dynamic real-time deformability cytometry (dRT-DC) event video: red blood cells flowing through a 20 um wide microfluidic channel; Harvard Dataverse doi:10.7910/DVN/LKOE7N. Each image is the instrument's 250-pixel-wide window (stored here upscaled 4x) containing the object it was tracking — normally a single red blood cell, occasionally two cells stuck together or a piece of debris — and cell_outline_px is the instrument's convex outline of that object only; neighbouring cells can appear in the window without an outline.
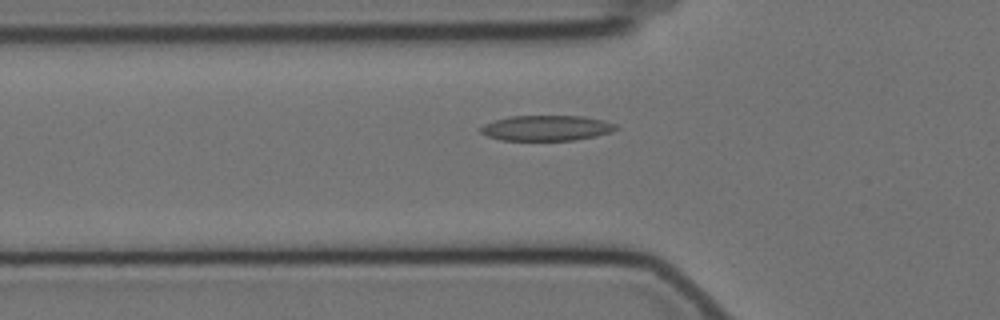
{"species": "Egyptian fruit bat (a non-hibernating species)", "species_latin": "Rousettus aegyptiacus", "temperature_condition": "cold", "stored_images_in_passage": 57, "camera_frame_rate_fps": 3000, "um_per_image_px": 0.085, "animal": {"sex": "female"}, "frame": {"image": 1, "passage_image": 19, "time_ms": 6.0, "image_size_px": [1000, 320], "cell_outline_px": [[620, 128], [612, 132], [596, 136], [576, 140], [500, 140], [488, 136], [480, 132], [476, 128], [484, 124], [508, 116], [584, 116], [604, 120], [616, 124]], "centroid_in_image_um": [46.47, 10.88], "position_along_channel_um": 79.3, "area_um2": 20.23}}
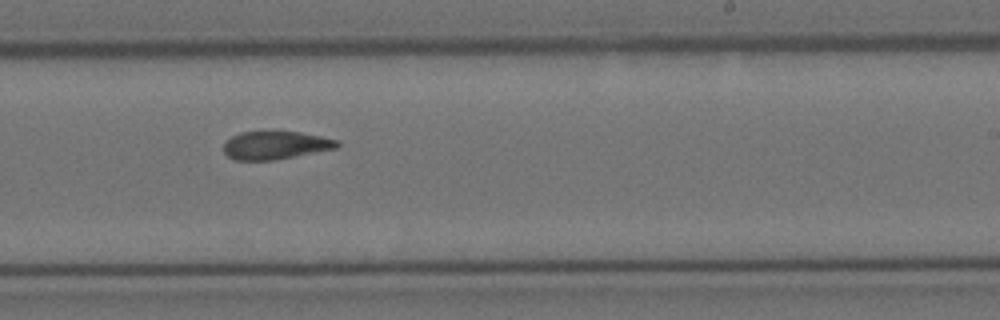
{"frame": {"image": 2, "passage_image": 35, "time_ms": 11.333, "image_size_px": [1000, 320], "cell_outline_px": [[340, 144], [336, 148], [276, 160], [236, 160], [228, 156], [224, 152], [224, 144], [232, 136], [240, 132], [276, 128], [300, 132], [340, 140]], "centroid_in_image_um": [23.42, 12.29], "position_along_channel_um": 265.6, "area_um2": 19.31}}
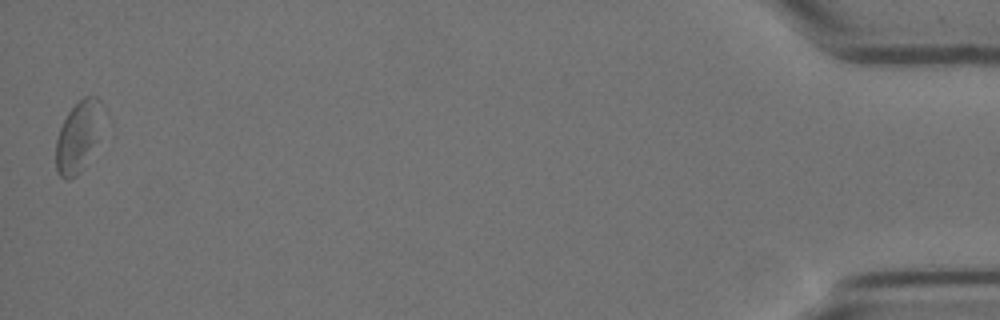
{"frame": {"image": 3, "passage_image": 57, "time_ms": 18.667, "image_size_px": [1000, 320], "cell_outline_px": [[108, 116], [100, 140], [80, 172], [76, 176], [68, 180], [60, 176], [56, 172], [56, 140], [60, 128], [68, 112], [84, 96], [96, 96], [104, 104]], "centroid_in_image_um": [6.77, 11.55], "position_along_channel_um": 428.4, "area_um2": 20.46}, "authors_computed_cell_mechanics": {"area_um2": 19.941, "velocity_mm_per_s": 3.4881, "shape_relaxation_time_tau1_ms": null, "shape_relaxation_time_tau2_ms": 3.9302, "deformation_change_tau1": null, "deformation_change_tau2": 0.1145}}